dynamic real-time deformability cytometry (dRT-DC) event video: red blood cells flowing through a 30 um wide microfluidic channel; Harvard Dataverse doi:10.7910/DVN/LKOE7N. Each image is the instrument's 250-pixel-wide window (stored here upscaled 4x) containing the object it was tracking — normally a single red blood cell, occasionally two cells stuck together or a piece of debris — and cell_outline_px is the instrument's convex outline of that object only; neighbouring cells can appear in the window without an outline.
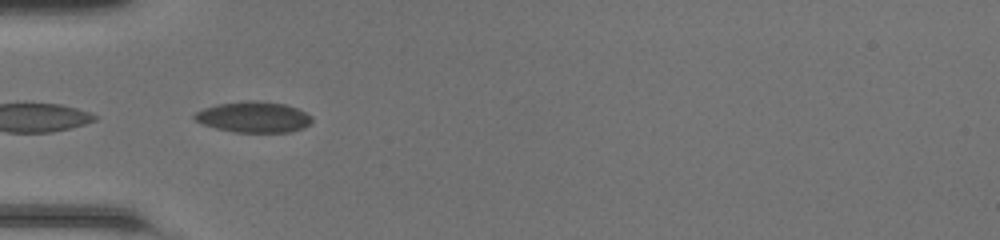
{"species": "common noctule bat (a hibernating species)", "species_latin": "Nyctalus noctula", "temperature_condition": "room temperature", "stored_images_in_passage": 34, "camera_frame_rate_fps": 3000, "um_per_image_px": 0.085, "animal": {"sex": "female", "body_mass_g": 20.0, "forearm_length_mm": 54.0}, "frame": {"image": 1, "passage_image": 1, "time_ms": 0.0, "image_size_px": [1000, 240], "cell_outline_px": [[312, 120], [304, 128], [288, 132], [232, 132], [216, 128], [204, 124], [196, 120], [192, 116], [196, 112], [204, 108], [216, 104], [248, 100], [256, 100], [284, 104], [296, 108], [312, 116]], "centroid_in_image_um": [21.55, 9.94], "position_along_channel_um": 63.5, "area_um2": 21.04}}
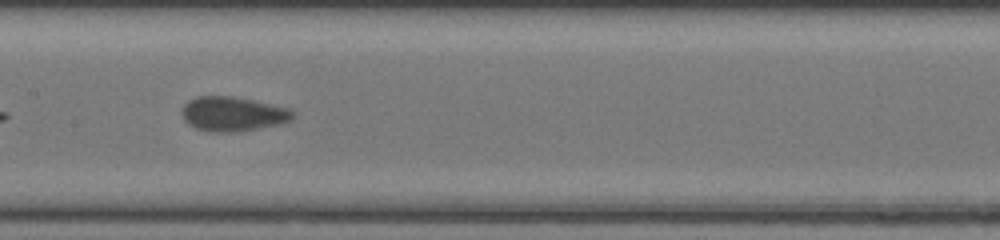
{"frame": {"image": 2, "passage_image": 10, "time_ms": 3.0, "image_size_px": [1000, 240], "cell_outline_px": [[296, 116], [292, 120], [280, 124], [232, 132], [212, 132], [196, 128], [188, 124], [184, 120], [184, 104], [188, 100], [196, 96], [232, 96], [252, 100], [288, 108], [296, 112]], "centroid_in_image_um": [19.82, 9.68], "position_along_channel_um": 187.6, "area_um2": 22.14}}
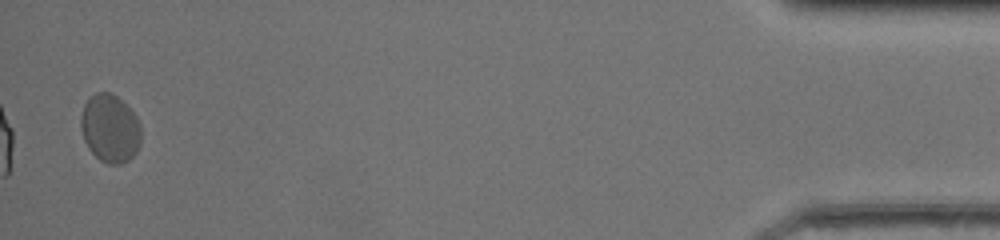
{"frame": {"image": 3, "passage_image": 33, "time_ms": 10.667, "image_size_px": [1000, 240], "cell_outline_px": [[140, 144], [136, 152], [128, 160], [120, 164], [108, 164], [100, 160], [88, 148], [84, 140], [80, 128], [80, 116], [84, 104], [96, 92], [112, 92], [136, 116], [140, 124]], "centroid_in_image_um": [9.33, 10.92], "position_along_channel_um": 425.9, "area_um2": 23.81}, "authors_computed_cell_mechanics": {"area_um2": 22.0507, "velocity_mm_per_s": 4.2125, "shape_relaxation_time_tau1_ms": 2.588, "shape_relaxation_time_tau2_ms": 0.6493, "deformation_change_tau1": 0.057, "deformation_change_tau2": 0.0547}}